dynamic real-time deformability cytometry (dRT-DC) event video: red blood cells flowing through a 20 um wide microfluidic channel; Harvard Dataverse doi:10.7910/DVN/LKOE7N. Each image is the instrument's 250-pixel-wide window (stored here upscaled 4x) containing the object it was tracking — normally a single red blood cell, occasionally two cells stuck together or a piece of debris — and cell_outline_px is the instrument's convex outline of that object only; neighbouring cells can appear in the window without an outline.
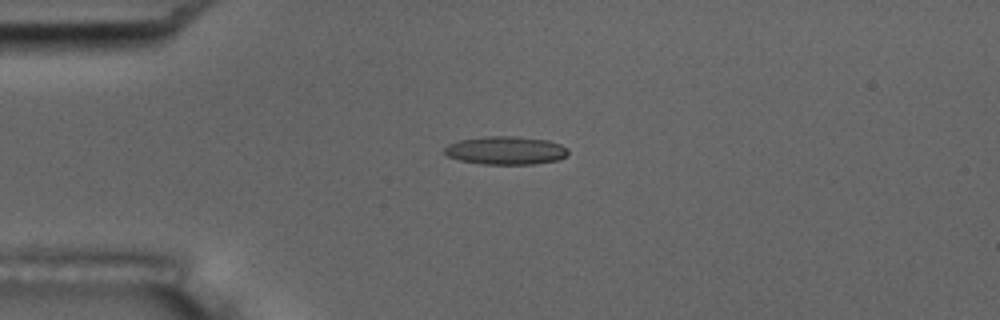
{"species": "common noctule bat (a hibernating species)", "species_latin": "Nyctalus noctula", "temperature_condition": "room temperature", "stored_images_in_passage": 4, "camera_frame_rate_fps": 3000, "um_per_image_px": 0.085, "animal": {"sex": "male", "body_mass_g": 17.5, "forearm_length_mm": 52.3}, "frame": {"image": 1, "passage_image": 4, "time_ms": 4.333, "image_size_px": [1000, 320], "cell_outline_px": [[568, 156], [556, 160], [532, 164], [480, 164], [460, 160], [448, 156], [444, 152], [444, 148], [448, 144], [460, 140], [484, 136], [516, 136], [548, 140], [560, 144], [568, 148]], "centroid_in_image_um": [43.0, 12.78], "position_along_channel_um": 42.0, "area_um2": 20.4}}